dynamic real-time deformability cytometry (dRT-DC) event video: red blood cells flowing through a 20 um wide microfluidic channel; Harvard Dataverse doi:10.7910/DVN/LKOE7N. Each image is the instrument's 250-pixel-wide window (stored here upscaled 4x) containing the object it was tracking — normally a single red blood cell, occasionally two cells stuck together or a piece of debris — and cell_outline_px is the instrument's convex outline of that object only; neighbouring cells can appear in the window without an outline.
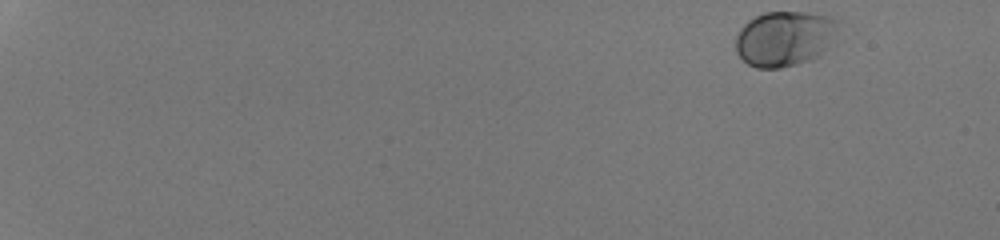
{"species": "human", "species_latin": "Homo sapiens", "temperature_condition": "room temperature", "stored_images_in_passage": 49, "camera_frame_rate_fps": 3000, "um_per_image_px": 0.085, "donor": {"sex": "male"}, "frame": {"image": 1, "passage_image": 1, "time_ms": 0.0, "image_size_px": [1000, 240], "cell_outline_px": [[840, 20], [836, 44], [820, 56], [812, 60], [780, 68], [756, 68], [748, 64], [736, 52], [736, 36], [740, 28], [748, 20], [764, 12], [804, 12], [832, 16]], "centroid_in_image_um": [66.79, 3.27], "position_along_channel_um": 18.2, "area_um2": 33.99}}
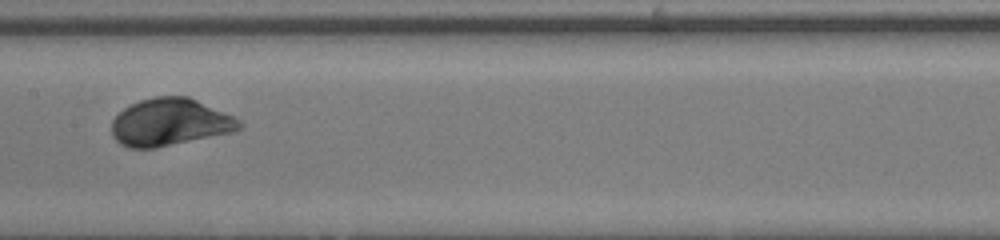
{"frame": {"image": 2, "passage_image": 28, "time_ms": 9.0, "image_size_px": [1000, 240], "cell_outline_px": [[244, 124], [240, 128], [232, 132], [156, 148], [128, 148], [120, 144], [112, 136], [112, 120], [124, 108], [140, 100], [156, 96], [188, 96], [236, 116]], "centroid_in_image_um": [14.46, 10.39], "position_along_channel_um": 192.9, "area_um2": 35.37}}
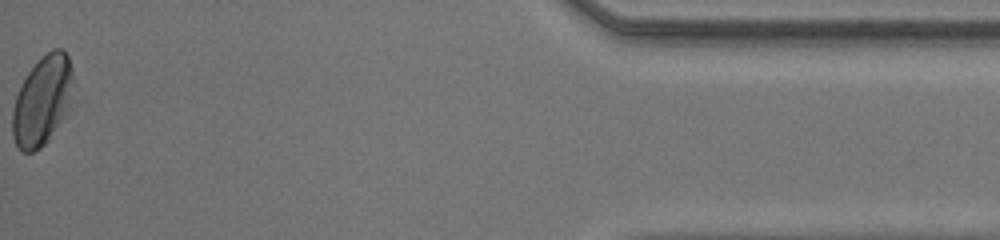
{"frame": {"image": 3, "passage_image": 49, "time_ms": 16.0, "image_size_px": [1000, 240], "cell_outline_px": [[72, 80], [68, 116], [48, 140], [40, 148], [32, 152], [20, 152], [12, 136], [12, 112], [16, 96], [28, 72], [40, 56], [52, 48], [60, 48], [68, 56], [72, 68]], "centroid_in_image_um": [3.6, 8.57], "position_along_channel_um": 431.6, "area_um2": 31.91}, "authors_computed_cell_mechanics": {"area_um2": 33.9286, "velocity_mm_per_s": 4.2913, "shape_relaxation_time_tau1_ms": 1.7655, "shape_relaxation_time_tau2_ms": null, "deformation_change_tau1": 0.1244, "deformation_change_tau2": null}}